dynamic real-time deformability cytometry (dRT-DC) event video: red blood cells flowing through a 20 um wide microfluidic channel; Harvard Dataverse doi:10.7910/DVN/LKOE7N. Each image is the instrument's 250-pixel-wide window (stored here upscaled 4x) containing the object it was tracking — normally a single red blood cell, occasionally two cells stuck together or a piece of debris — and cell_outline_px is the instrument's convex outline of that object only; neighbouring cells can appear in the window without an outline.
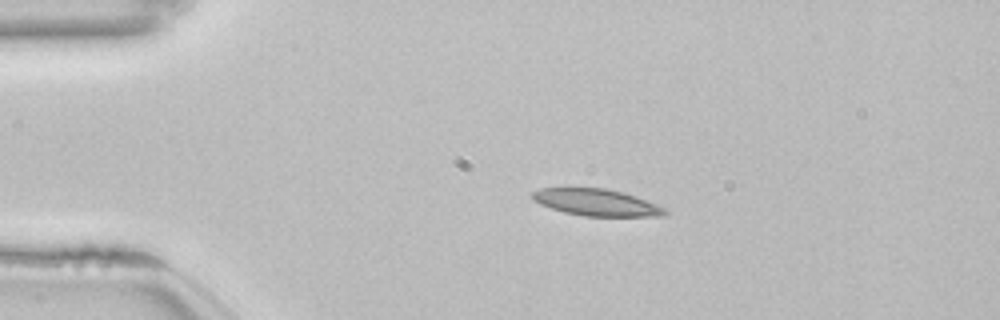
{"species": "common noctule bat (a hibernating species)", "species_latin": "Nyctalus noctula", "temperature_condition": "room temperature", "stored_images_in_passage": 43, "camera_frame_rate_fps": 3000, "um_per_image_px": 0.085, "animal": {"sex": "female", "body_mass_g": 22.7, "forearm_length_mm": 54.2}, "frame": {"image": 1, "passage_image": 1, "time_ms": 0.0, "image_size_px": [1000, 320], "cell_outline_px": [[668, 212], [664, 216], [584, 216], [564, 212], [540, 204], [532, 200], [532, 192], [540, 188], [604, 188], [624, 192], [636, 196], [656, 204], [664, 208]], "centroid_in_image_um": [50.7, 17.2], "position_along_channel_um": 34.3, "area_um2": 20.63}}
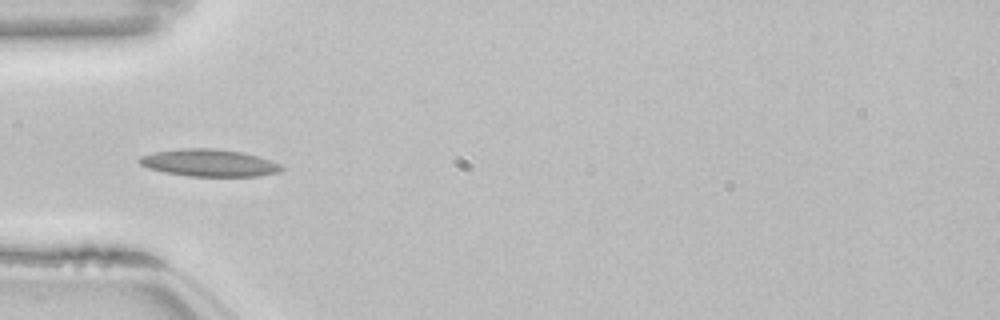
{"frame": {"image": 2, "passage_image": 7, "time_ms": 2.0, "image_size_px": [1000, 320], "cell_outline_px": [[288, 168], [280, 172], [260, 176], [188, 176], [164, 172], [148, 168], [140, 164], [136, 160], [140, 156], [152, 152], [180, 148], [216, 148], [244, 152], [272, 160]], "centroid_in_image_um": [17.81, 13.83], "position_along_channel_um": 67.2, "area_um2": 23.0}}
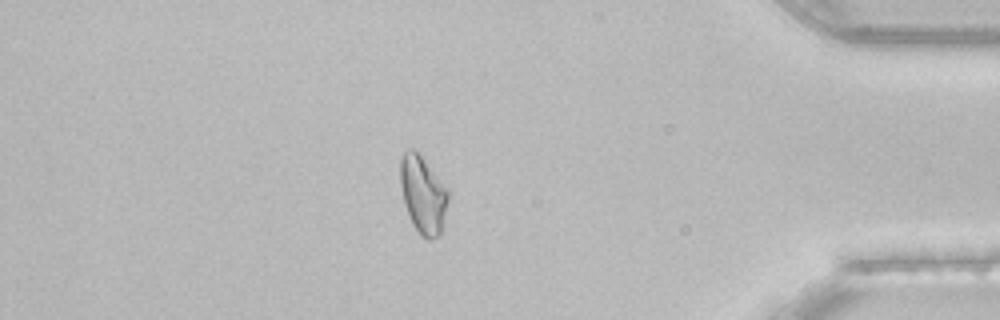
{"frame": {"image": 3, "passage_image": 36, "time_ms": 11.667, "image_size_px": [1000, 320], "cell_outline_px": [[448, 200], [440, 232], [432, 240], [428, 240], [420, 236], [412, 224], [404, 204], [400, 184], [400, 160], [404, 152], [408, 148], [416, 148], [448, 188]], "centroid_in_image_um": [35.93, 16.5], "position_along_channel_um": 399.3, "area_um2": 21.85}, "authors_computed_cell_mechanics": {"area_um2": 20.6346, "velocity_mm_per_s": 3.834, "shape_relaxation_time_tau1_ms": null, "shape_relaxation_time_tau2_ms": 3.0966, "deformation_change_tau1": null, "deformation_change_tau2": 0.0994}}